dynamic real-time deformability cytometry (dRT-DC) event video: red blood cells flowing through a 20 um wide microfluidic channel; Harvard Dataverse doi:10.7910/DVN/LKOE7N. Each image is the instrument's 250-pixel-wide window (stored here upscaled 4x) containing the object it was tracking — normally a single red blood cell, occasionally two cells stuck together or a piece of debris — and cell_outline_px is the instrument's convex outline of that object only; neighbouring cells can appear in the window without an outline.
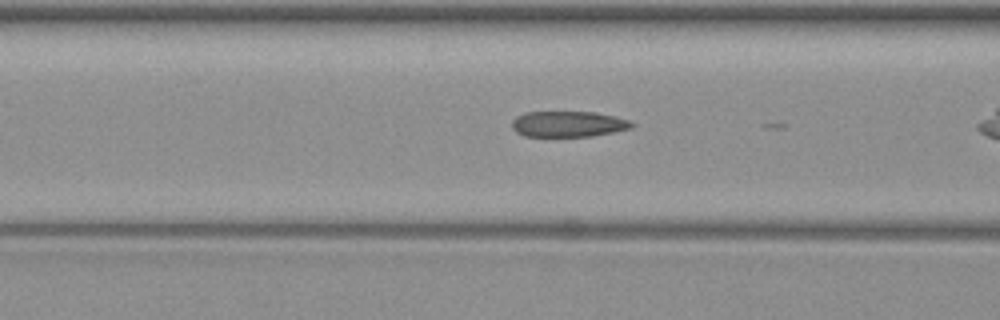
{"species": "common noctule bat (a hibernating species)", "species_latin": "Nyctalus noctula", "temperature_condition": "warm", "stored_images_in_passage": 9, "camera_frame_rate_fps": 3000, "um_per_image_px": 0.085, "animal": {"sex": "female", "body_mass_g": 19.3, "forearm_length_mm": 54.1}, "frame": {"image": 1, "passage_image": 7, "time_ms": 2.0, "image_size_px": [1000, 320], "cell_outline_px": [[636, 124], [632, 128], [592, 136], [524, 136], [516, 132], [512, 128], [512, 120], [516, 116], [524, 112], [596, 112], [628, 120]], "centroid_in_image_um": [48.27, 10.54], "position_along_channel_um": 118.3, "area_um2": 17.98}}